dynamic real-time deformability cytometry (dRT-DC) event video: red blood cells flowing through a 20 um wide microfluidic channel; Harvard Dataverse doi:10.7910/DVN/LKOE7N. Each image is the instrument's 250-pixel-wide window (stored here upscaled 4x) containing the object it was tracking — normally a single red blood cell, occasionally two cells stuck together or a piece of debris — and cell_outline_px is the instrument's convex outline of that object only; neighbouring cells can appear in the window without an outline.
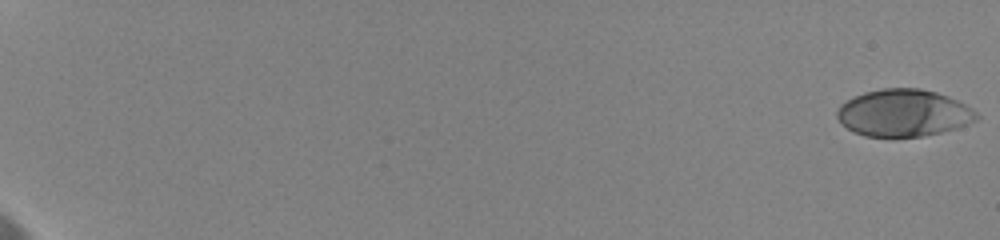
{"species": "human", "species_latin": "Homo sapiens", "temperature_condition": "cold", "stored_images_in_passage": 29, "camera_frame_rate_fps": 3000, "um_per_image_px": 0.085, "donor": {"sex": "female"}, "frame": {"image": 1, "passage_image": 1, "time_ms": 0.0, "image_size_px": [1000, 240], "cell_outline_px": [[980, 116], [976, 120], [968, 124], [956, 128], [940, 132], [920, 136], [864, 136], [848, 128], [836, 116], [836, 112], [840, 104], [864, 92], [884, 88], [920, 88], [936, 92], [948, 96], [964, 104], [976, 112]], "centroid_in_image_um": [76.81, 9.59], "position_along_channel_um": 8.2, "area_um2": 37.86}}
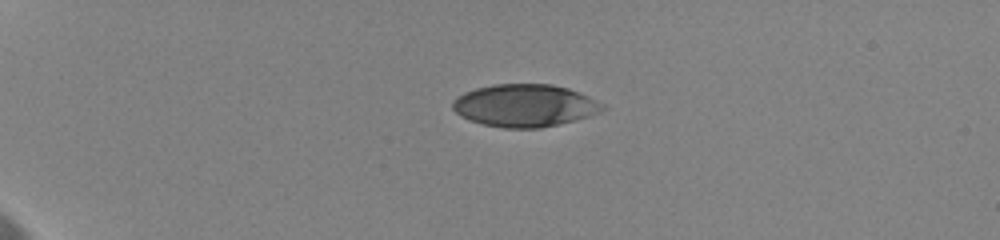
{"frame": {"image": 2, "passage_image": 19, "time_ms": 5.333, "image_size_px": [1000, 240], "cell_outline_px": [[608, 108], [600, 112], [576, 120], [540, 128], [504, 128], [484, 124], [468, 120], [460, 116], [452, 108], [452, 100], [464, 92], [476, 88], [496, 84], [552, 84], [568, 88], [588, 96], [604, 104]], "centroid_in_image_um": [44.6, 8.97], "position_along_channel_um": 40.4, "area_um2": 37.22}}